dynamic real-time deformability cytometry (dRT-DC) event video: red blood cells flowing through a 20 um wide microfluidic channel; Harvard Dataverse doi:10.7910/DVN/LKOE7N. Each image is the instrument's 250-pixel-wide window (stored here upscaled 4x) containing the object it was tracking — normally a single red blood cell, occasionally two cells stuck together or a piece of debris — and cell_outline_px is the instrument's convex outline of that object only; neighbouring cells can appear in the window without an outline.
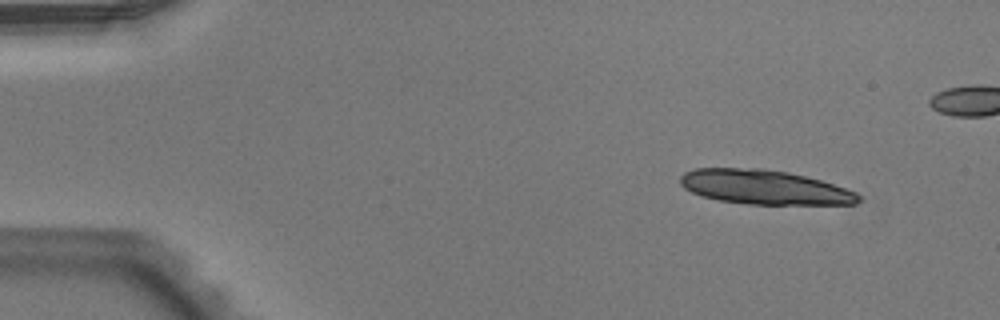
{"species": "Egyptian fruit bat (a non-hibernating species)", "species_latin": "Rousettus aegyptiacus", "temperature_condition": "warm", "stored_images_in_passage": 43, "camera_frame_rate_fps": 3000, "um_per_image_px": 0.085, "animal": {"sex": "male"}, "frame": {"image": 1, "passage_image": 1, "time_ms": 0.0, "image_size_px": [1000, 320], "cell_outline_px": [[860, 200], [856, 204], [748, 204], [720, 200], [700, 196], [684, 188], [680, 184], [680, 176], [684, 172], [696, 168], [760, 168], [788, 172], [820, 180], [856, 192], [860, 196]], "centroid_in_image_um": [64.93, 15.91], "position_along_channel_um": 20.1, "area_um2": 35.55}}
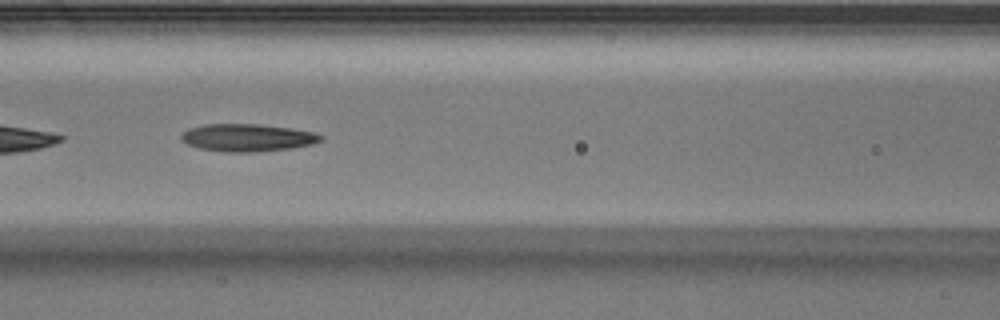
{"frame": {"image": 2, "passage_image": 19, "time_ms": 6.0, "image_size_px": [1000, 320], "cell_outline_px": [[324, 140], [312, 144], [292, 148], [252, 152], [228, 152], [200, 148], [188, 144], [180, 140], [180, 136], [188, 128], [204, 124], [260, 124], [288, 128], [312, 132], [324, 136]], "centroid_in_image_um": [21.02, 11.7], "position_along_channel_um": 145.6, "area_um2": 22.31}}
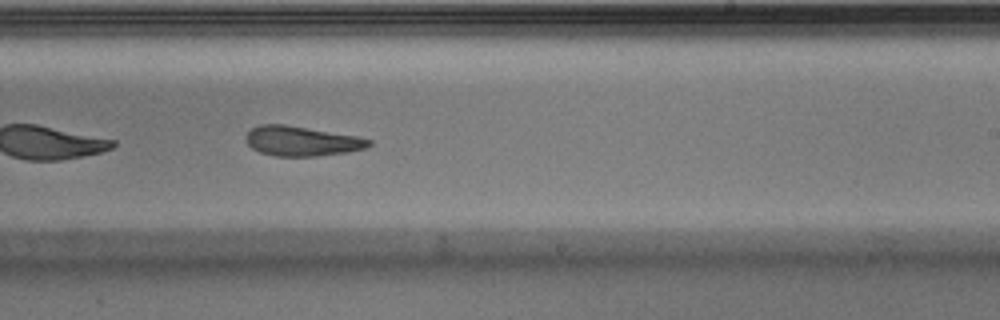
{"frame": {"image": 3, "passage_image": 28, "time_ms": 9.0, "image_size_px": [1000, 320], "cell_outline_px": [[372, 144], [368, 148], [348, 152], [316, 156], [276, 156], [260, 152], [252, 148], [248, 144], [244, 136], [252, 128], [260, 124], [284, 124], [356, 136], [372, 140]], "centroid_in_image_um": [25.65, 11.99], "position_along_channel_um": 263.4, "area_um2": 21.33}}